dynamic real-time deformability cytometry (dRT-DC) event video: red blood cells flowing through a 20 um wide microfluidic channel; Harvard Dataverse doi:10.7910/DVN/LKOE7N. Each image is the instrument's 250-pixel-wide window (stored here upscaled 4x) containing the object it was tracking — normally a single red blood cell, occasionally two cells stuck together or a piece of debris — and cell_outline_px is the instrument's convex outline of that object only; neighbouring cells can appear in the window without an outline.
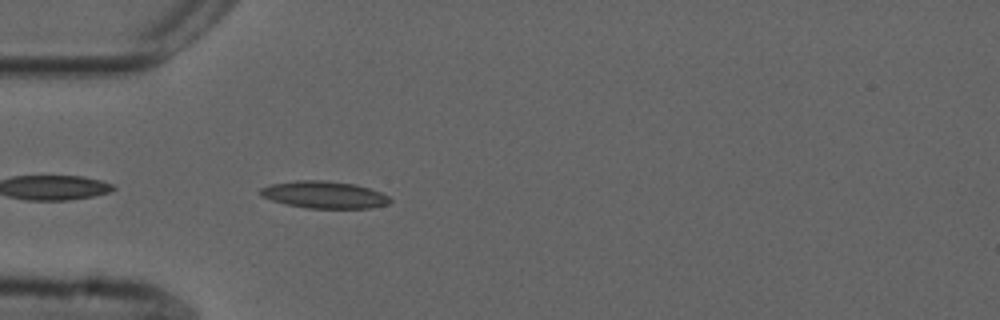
{"species": "common noctule bat (a hibernating species)", "species_latin": "Nyctalus noctula", "temperature_condition": "cold", "stored_images_in_passage": 30, "camera_frame_rate_fps": 3000, "um_per_image_px": 0.085, "animal": {"sex": "male", "forearm_length_mm": 52.5}, "frame": {"image": 1, "passage_image": 2, "time_ms": 0.333, "image_size_px": [1000, 320], "cell_outline_px": [[392, 200], [388, 204], [368, 208], [308, 208], [288, 204], [272, 200], [260, 196], [260, 188], [272, 184], [296, 180], [324, 180], [356, 184], [380, 192], [388, 196]], "centroid_in_image_um": [27.56, 16.54], "position_along_channel_um": 57.4, "area_um2": 20.35}}
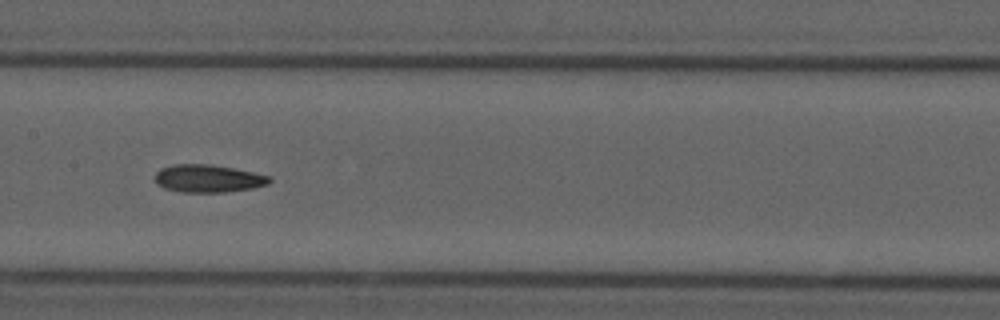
{"frame": {"image": 2, "passage_image": 13, "time_ms": 4.0, "image_size_px": [1000, 320], "cell_outline_px": [[272, 180], [268, 184], [252, 188], [224, 192], [180, 192], [164, 188], [156, 184], [156, 172], [160, 168], [172, 164], [208, 164], [232, 168], [252, 172], [268, 176]], "centroid_in_image_um": [17.64, 15.17], "position_along_channel_um": 189.8, "area_um2": 18.38}}
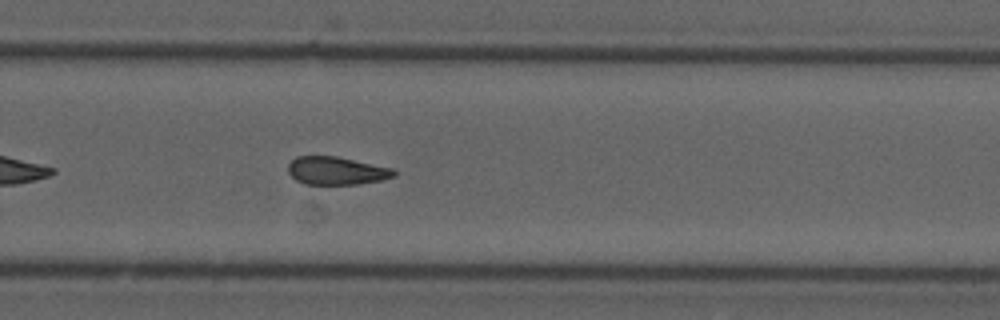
{"frame": {"image": 3, "passage_image": 22, "time_ms": 7.0, "image_size_px": [1000, 320], "cell_outline_px": [[396, 176], [380, 180], [356, 184], [304, 184], [296, 180], [288, 172], [288, 164], [296, 156], [336, 156], [392, 168], [396, 172]], "centroid_in_image_um": [28.58, 14.51], "position_along_channel_um": 301.2, "area_um2": 17.17}, "authors_computed_cell_mechanics": {"area_um2": 18.1203, "velocity_mm_per_s": 3.735, "shape_relaxation_time_tau1_ms": null, "shape_relaxation_time_tau2_ms": 10.5258, "deformation_change_tau1": null, "deformation_change_tau2": 0.2134}}